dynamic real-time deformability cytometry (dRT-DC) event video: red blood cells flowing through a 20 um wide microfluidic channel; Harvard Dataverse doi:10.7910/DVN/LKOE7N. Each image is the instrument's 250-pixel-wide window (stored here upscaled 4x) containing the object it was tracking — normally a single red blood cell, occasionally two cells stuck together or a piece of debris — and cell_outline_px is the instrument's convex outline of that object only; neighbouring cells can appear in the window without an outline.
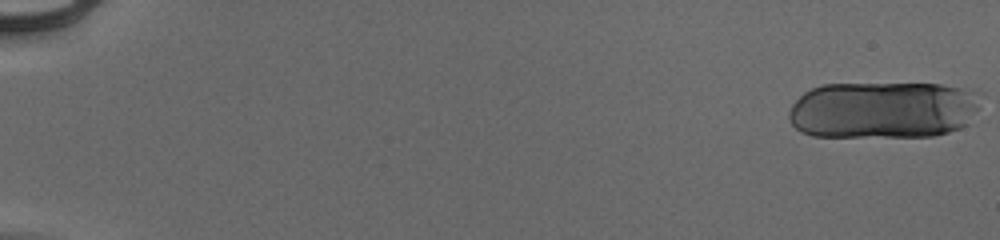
{"species": "human", "species_latin": "Homo sapiens", "temperature_condition": "cold", "stored_images_in_passage": 22, "camera_frame_rate_fps": 3000, "um_per_image_px": 0.085, "donor": {"sex": "male"}, "frame": {"image": 1, "passage_image": 1, "time_ms": 0.0, "image_size_px": [1000, 240], "cell_outline_px": [[984, 92], [968, 124], [960, 128], [936, 136], [812, 136], [800, 132], [792, 124], [788, 116], [788, 112], [792, 104], [804, 92], [812, 88], [824, 84], [940, 84]], "centroid_in_image_um": [75.07, 9.34], "position_along_channel_um": 9.9, "area_um2": 64.33}}